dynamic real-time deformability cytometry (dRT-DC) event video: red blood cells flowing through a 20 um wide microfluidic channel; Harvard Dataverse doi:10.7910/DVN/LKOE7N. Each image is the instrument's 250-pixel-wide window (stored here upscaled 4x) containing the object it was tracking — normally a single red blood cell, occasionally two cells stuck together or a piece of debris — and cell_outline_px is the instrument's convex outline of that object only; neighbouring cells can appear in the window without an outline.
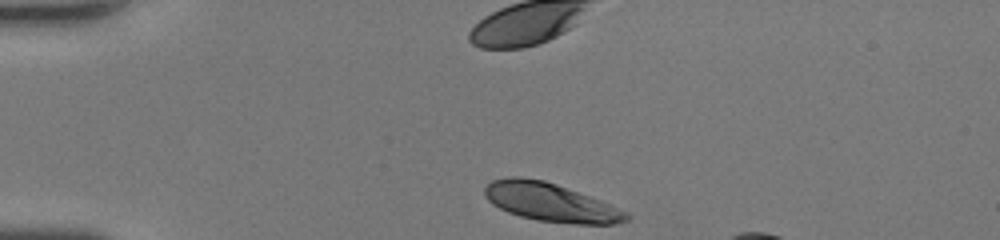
{"species": "human", "species_latin": "Homo sapiens", "temperature_condition": "room temperature", "stored_images_in_passage": 29, "camera_frame_rate_fps": 3000, "um_per_image_px": 0.085, "donor": {"sex": "female"}, "frame": {"image": 1, "passage_image": 1, "time_ms": 0.0, "image_size_px": [1000, 240], "cell_outline_px": [[632, 216], [628, 220], [612, 224], [572, 224], [536, 220], [520, 216], [508, 212], [492, 204], [484, 196], [484, 188], [492, 180], [512, 176], [516, 176], [544, 180], [556, 184], [600, 200], [628, 212]], "centroid_in_image_um": [46.79, 17.2], "position_along_channel_um": 38.2, "area_um2": 31.67}}